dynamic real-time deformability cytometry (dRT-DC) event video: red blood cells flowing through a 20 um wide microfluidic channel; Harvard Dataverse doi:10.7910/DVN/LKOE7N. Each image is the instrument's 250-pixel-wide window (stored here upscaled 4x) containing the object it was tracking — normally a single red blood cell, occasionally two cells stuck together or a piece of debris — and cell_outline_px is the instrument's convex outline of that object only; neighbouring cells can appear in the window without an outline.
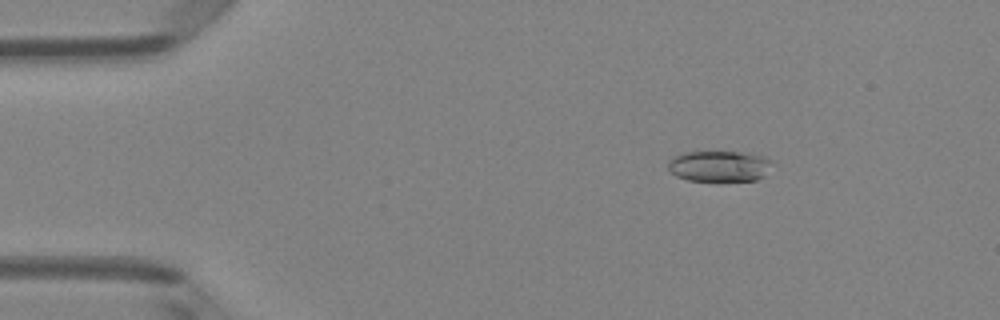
{"species": "Egyptian fruit bat (a non-hibernating species)", "species_latin": "Rousettus aegyptiacus", "temperature_condition": "room temperature", "stored_images_in_passage": 50, "camera_frame_rate_fps": 3000, "um_per_image_px": 0.085, "animal": {"sex": "female"}, "frame": {"image": 1, "passage_image": 8, "time_ms": 2.333, "image_size_px": [1000, 320], "cell_outline_px": [[772, 160], [764, 176], [756, 180], [688, 180], [676, 176], [668, 172], [668, 160], [672, 156], [684, 152], [740, 152], [764, 156]], "centroid_in_image_um": [61.07, 14.11], "position_along_channel_um": 23.9, "area_um2": 18.67}}
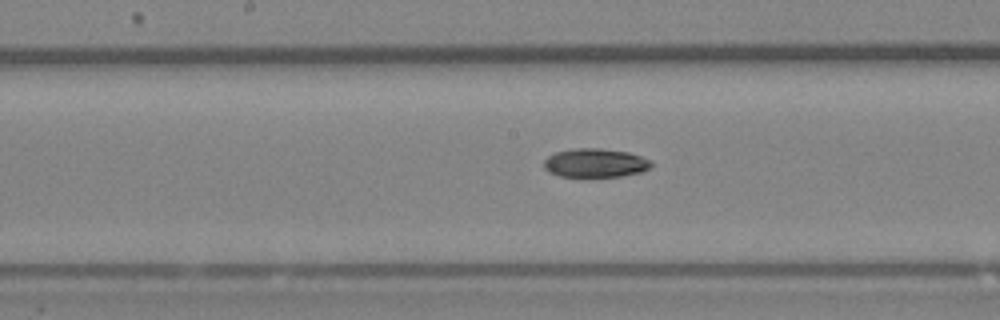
{"frame": {"image": 2, "passage_image": 26, "time_ms": 8.333, "image_size_px": [1000, 320], "cell_outline_px": [[652, 168], [640, 172], [620, 176], [560, 176], [548, 172], [544, 168], [544, 160], [548, 156], [556, 152], [576, 148], [600, 148], [628, 152], [652, 160]], "centroid_in_image_um": [50.61, 13.84], "position_along_channel_um": 197.6, "area_um2": 17.98}}
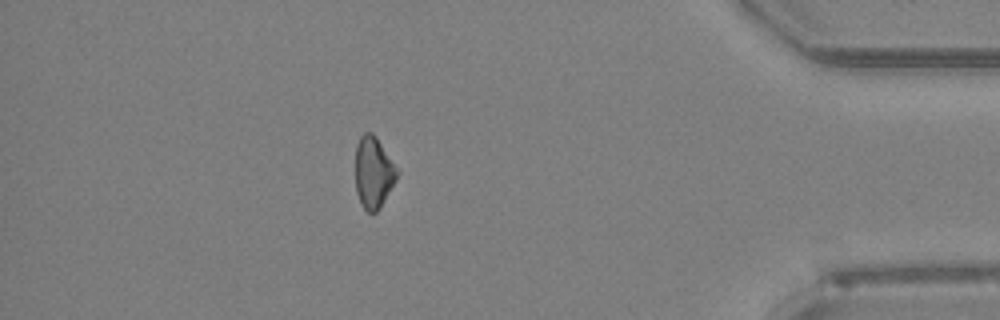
{"frame": {"image": 3, "passage_image": 44, "time_ms": 14.333, "image_size_px": [1000, 320], "cell_outline_px": [[400, 172], [396, 180], [380, 208], [376, 212], [368, 212], [360, 204], [356, 192], [356, 144], [360, 136], [364, 132], [372, 132], [376, 136]], "centroid_in_image_um": [31.74, 14.65], "position_along_channel_um": 403.5, "area_um2": 17.46}, "authors_computed_cell_mechanics": {"area_um2": 18.2937, "velocity_mm_per_s": 4.1318, "shape_relaxation_time_tau1_ms": 5.0835, "shape_relaxation_time_tau2_ms": null, "deformation_change_tau1": 0.1379, "deformation_change_tau2": null}}